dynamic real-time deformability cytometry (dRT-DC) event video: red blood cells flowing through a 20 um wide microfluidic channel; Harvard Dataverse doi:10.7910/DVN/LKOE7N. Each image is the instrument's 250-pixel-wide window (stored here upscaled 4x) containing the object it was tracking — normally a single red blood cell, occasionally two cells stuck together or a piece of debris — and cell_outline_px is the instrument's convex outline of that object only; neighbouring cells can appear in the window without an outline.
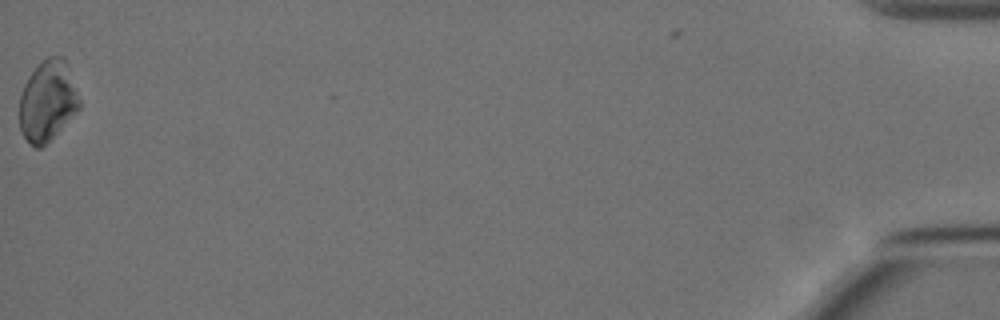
{"species": "Egyptian fruit bat (a non-hibernating species)", "species_latin": "Rousettus aegyptiacus", "temperature_condition": "cold", "stored_images_in_passage": 14, "camera_frame_rate_fps": 3000, "um_per_image_px": 0.085, "animal": {"sex": "female"}, "frame": {"image": 1, "passage_image": 14, "time_ms": 16.333, "image_size_px": [1000, 320], "cell_outline_px": [[80, 108], [40, 148], [36, 148], [24, 136], [20, 128], [20, 96], [24, 84], [28, 76], [48, 56], [60, 56], [64, 60], [80, 100]], "centroid_in_image_um": [4.02, 8.58], "position_along_channel_um": 431.2, "area_um2": 27.17}, "authors_computed_cell_mechanics": {"area_um2": 19.7676, "velocity_mm_per_s": 3.4863, "shape_relaxation_time_tau1_ms": 9.3351, "shape_relaxation_time_tau2_ms": 3.2593, "deformation_change_tau1": 0.1719, "deformation_change_tau2": 0.0955}}